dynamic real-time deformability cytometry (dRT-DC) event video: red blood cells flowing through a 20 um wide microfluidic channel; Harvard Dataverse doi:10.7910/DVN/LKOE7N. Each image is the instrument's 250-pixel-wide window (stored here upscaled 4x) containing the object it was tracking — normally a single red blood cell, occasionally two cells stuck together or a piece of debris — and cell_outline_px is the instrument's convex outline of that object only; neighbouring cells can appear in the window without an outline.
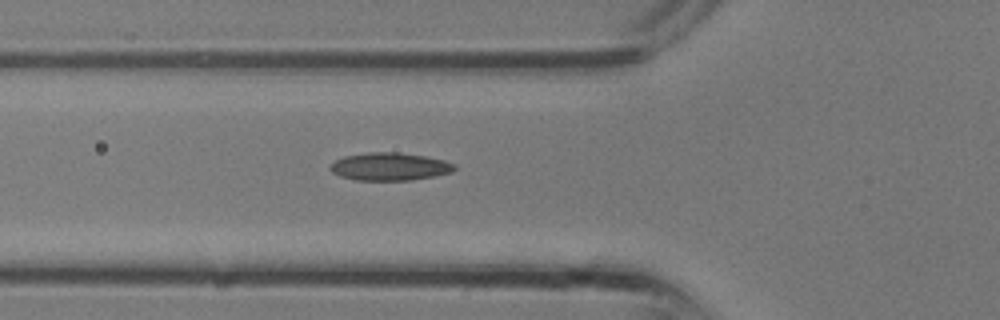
{"species": "common noctule bat (a hibernating species)", "species_latin": "Nyctalus noctula", "temperature_condition": "room temperature", "stored_images_in_passage": 5, "segment_of_instrument_passage": [1, 2], "camera_frame_rate_fps": 3000, "um_per_image_px": 0.085, "animal": {"sex": "male", "body_mass_g": 13.3}, "frame": {"image": 1, "passage_image": 4, "time_ms": 1.0, "image_size_px": [1000, 320], "cell_outline_px": [[456, 168], [452, 172], [412, 180], [356, 180], [340, 176], [332, 172], [328, 168], [336, 160], [344, 156], [368, 152], [396, 152], [424, 156], [444, 160], [456, 164]], "centroid_in_image_um": [33.12, 14.16], "position_along_channel_um": 92.7, "area_um2": 20.06}}